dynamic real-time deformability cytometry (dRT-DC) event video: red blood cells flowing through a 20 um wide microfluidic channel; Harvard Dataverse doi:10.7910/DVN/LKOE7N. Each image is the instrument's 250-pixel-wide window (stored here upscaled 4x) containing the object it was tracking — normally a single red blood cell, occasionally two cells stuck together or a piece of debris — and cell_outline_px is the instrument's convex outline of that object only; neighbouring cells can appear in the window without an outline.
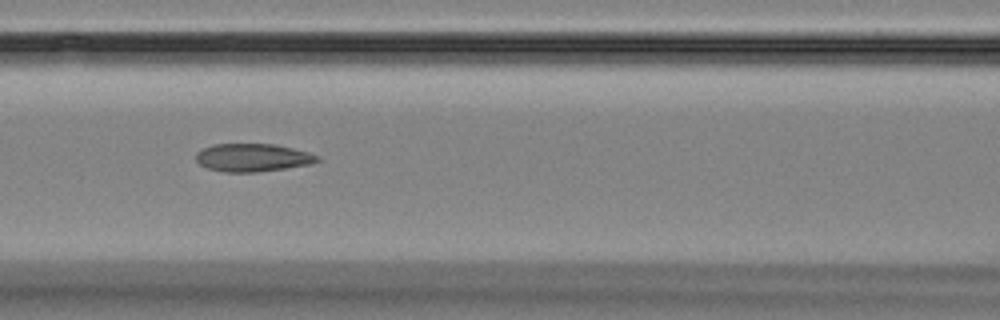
{"species": "Egyptian fruit bat (a non-hibernating species)", "species_latin": "Rousettus aegyptiacus", "temperature_condition": "room temperature", "stored_images_in_passage": 7, "camera_frame_rate_fps": 3000, "um_per_image_px": 0.085, "animal": {"sex": "female"}, "frame": {"image": 1, "passage_image": 6, "time_ms": 5.667, "image_size_px": [1000, 320], "cell_outline_px": [[320, 160], [312, 164], [256, 172], [224, 172], [208, 168], [200, 164], [196, 160], [196, 152], [212, 144], [276, 144], [308, 152], [320, 156]], "centroid_in_image_um": [21.49, 13.39], "position_along_channel_um": 145.1, "area_um2": 19.77}}
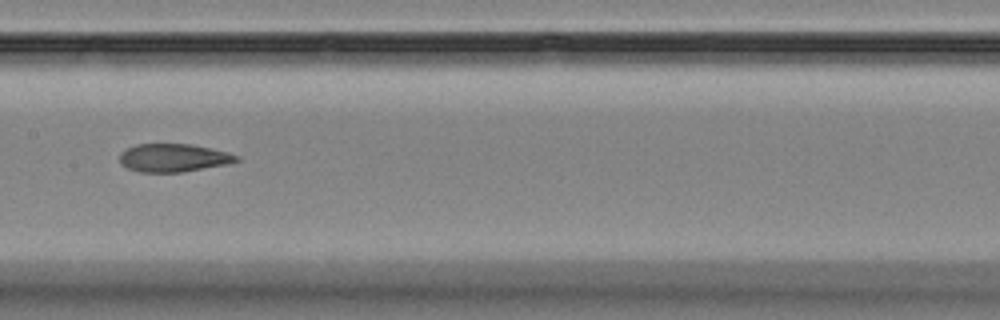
{"frame": {"image": 2, "passage_image": 7, "time_ms": 7.0, "image_size_px": [1000, 320], "cell_outline_px": [[240, 160], [228, 164], [184, 172], [140, 172], [128, 168], [120, 164], [120, 152], [136, 144], [192, 144], [212, 148], [228, 152], [240, 156]], "centroid_in_image_um": [14.78, 13.41], "position_along_channel_um": 192.6, "area_um2": 19.31}}